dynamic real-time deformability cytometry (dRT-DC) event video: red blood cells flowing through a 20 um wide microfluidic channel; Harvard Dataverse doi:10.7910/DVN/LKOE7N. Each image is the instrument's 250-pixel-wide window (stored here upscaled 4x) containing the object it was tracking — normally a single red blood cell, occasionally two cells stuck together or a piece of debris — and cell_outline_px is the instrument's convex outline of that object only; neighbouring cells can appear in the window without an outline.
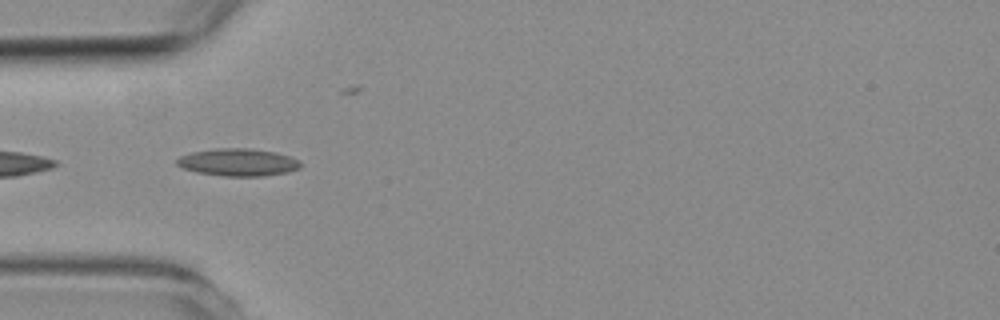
{"species": "common noctule bat (a hibernating species)", "species_latin": "Nyctalus noctula", "temperature_condition": "room temperature", "stored_images_in_passage": 6, "camera_frame_rate_fps": 3000, "um_per_image_px": 0.085, "animal": {"sex": "female", "body_mass_g": 19.3, "forearm_length_mm": 54.1}, "frame": {"image": 1, "passage_image": 4, "time_ms": 5.0, "image_size_px": [1000, 320], "cell_outline_px": [[300, 168], [288, 172], [264, 176], [224, 176], [196, 172], [184, 168], [176, 164], [176, 160], [180, 156], [192, 152], [216, 148], [244, 148], [276, 152], [300, 160]], "centroid_in_image_um": [20.24, 13.8], "position_along_channel_um": 64.8, "area_um2": 19.71}}
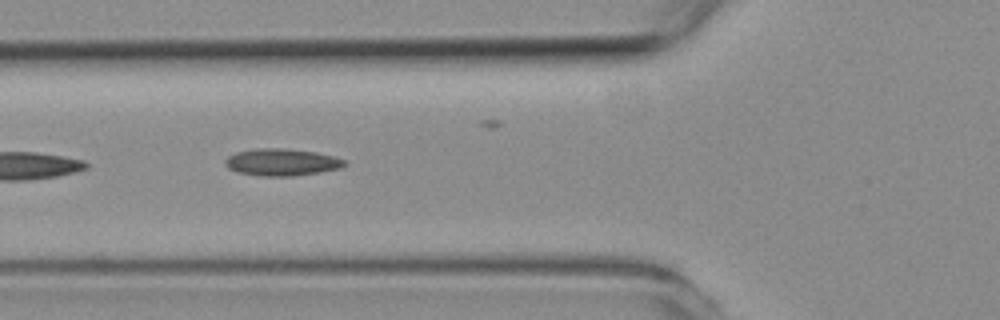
{"frame": {"image": 2, "passage_image": 5, "time_ms": 6.0, "image_size_px": [1000, 320], "cell_outline_px": [[348, 164], [340, 168], [292, 176], [260, 176], [236, 172], [228, 168], [224, 164], [224, 160], [228, 156], [236, 152], [256, 148], [284, 148], [316, 152], [332, 156], [344, 160]], "centroid_in_image_um": [23.89, 13.78], "position_along_channel_um": 101.9, "area_um2": 18.79}}